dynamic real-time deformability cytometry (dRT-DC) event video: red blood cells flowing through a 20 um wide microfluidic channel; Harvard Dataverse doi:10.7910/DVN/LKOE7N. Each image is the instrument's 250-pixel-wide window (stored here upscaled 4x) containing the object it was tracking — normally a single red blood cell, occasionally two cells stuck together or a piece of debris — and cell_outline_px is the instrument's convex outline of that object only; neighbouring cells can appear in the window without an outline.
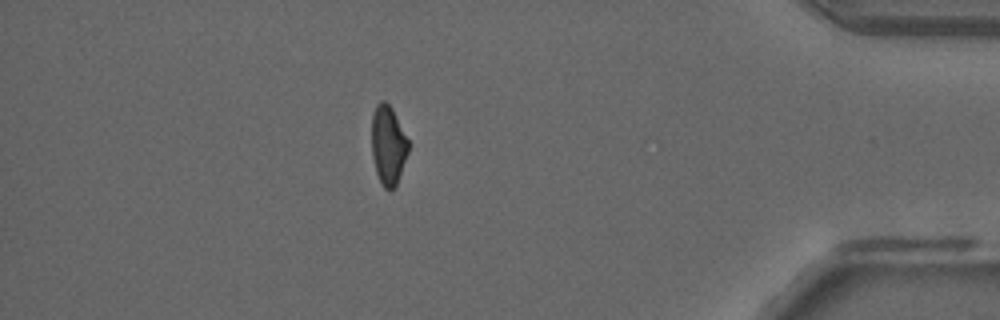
{"species": "common noctule bat (a hibernating species)", "species_latin": "Nyctalus noctula", "temperature_condition": "room temperature", "stored_images_in_passage": 52, "camera_frame_rate_fps": 3000, "um_per_image_px": 0.085, "animal": {"sex": "male", "forearm_length_mm": 52.5}, "frame": {"image": 1, "passage_image": 45, "time_ms": 14.667, "image_size_px": [1000, 320], "cell_outline_px": [[408, 152], [396, 188], [384, 188], [380, 184], [376, 172], [372, 156], [372, 116], [376, 104], [380, 100], [384, 100], [392, 108], [408, 140]], "centroid_in_image_um": [32.98, 12.35], "position_along_channel_um": 402.2, "area_um2": 16.94}, "authors_computed_cell_mechanics": {"area_um2": 18.0625, "velocity_mm_per_s": 3.9355, "shape_relaxation_time_tau1_ms": null, "shape_relaxation_time_tau2_ms": 2.9286, "deformation_change_tau1": null, "deformation_change_tau2": 0.0911}}